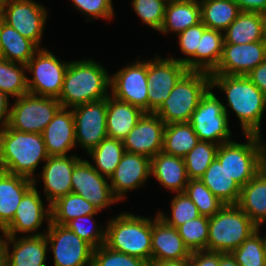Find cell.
Wrapping results in <instances>:
<instances>
[{
    "label": "cell",
    "mask_w": 266,
    "mask_h": 266,
    "mask_svg": "<svg viewBox=\"0 0 266 266\" xmlns=\"http://www.w3.org/2000/svg\"><path fill=\"white\" fill-rule=\"evenodd\" d=\"M109 88L110 76L99 63L92 59L72 61L65 72L58 100L61 107L72 108L107 98Z\"/></svg>",
    "instance_id": "obj_3"
},
{
    "label": "cell",
    "mask_w": 266,
    "mask_h": 266,
    "mask_svg": "<svg viewBox=\"0 0 266 266\" xmlns=\"http://www.w3.org/2000/svg\"><path fill=\"white\" fill-rule=\"evenodd\" d=\"M149 266H189L188 259L178 261H151Z\"/></svg>",
    "instance_id": "obj_54"
},
{
    "label": "cell",
    "mask_w": 266,
    "mask_h": 266,
    "mask_svg": "<svg viewBox=\"0 0 266 266\" xmlns=\"http://www.w3.org/2000/svg\"><path fill=\"white\" fill-rule=\"evenodd\" d=\"M210 87V73L188 71L155 112L165 123L189 122L201 97Z\"/></svg>",
    "instance_id": "obj_7"
},
{
    "label": "cell",
    "mask_w": 266,
    "mask_h": 266,
    "mask_svg": "<svg viewBox=\"0 0 266 266\" xmlns=\"http://www.w3.org/2000/svg\"><path fill=\"white\" fill-rule=\"evenodd\" d=\"M4 238L5 266H47L45 261L49 244L45 233H34L19 239L9 236ZM9 244H13L12 253Z\"/></svg>",
    "instance_id": "obj_22"
},
{
    "label": "cell",
    "mask_w": 266,
    "mask_h": 266,
    "mask_svg": "<svg viewBox=\"0 0 266 266\" xmlns=\"http://www.w3.org/2000/svg\"><path fill=\"white\" fill-rule=\"evenodd\" d=\"M3 23H4L3 15H2V12H0V33H1V27Z\"/></svg>",
    "instance_id": "obj_59"
},
{
    "label": "cell",
    "mask_w": 266,
    "mask_h": 266,
    "mask_svg": "<svg viewBox=\"0 0 266 266\" xmlns=\"http://www.w3.org/2000/svg\"><path fill=\"white\" fill-rule=\"evenodd\" d=\"M246 76L266 96V59Z\"/></svg>",
    "instance_id": "obj_50"
},
{
    "label": "cell",
    "mask_w": 266,
    "mask_h": 266,
    "mask_svg": "<svg viewBox=\"0 0 266 266\" xmlns=\"http://www.w3.org/2000/svg\"><path fill=\"white\" fill-rule=\"evenodd\" d=\"M147 61H135L110 77L112 96L148 113Z\"/></svg>",
    "instance_id": "obj_14"
},
{
    "label": "cell",
    "mask_w": 266,
    "mask_h": 266,
    "mask_svg": "<svg viewBox=\"0 0 266 266\" xmlns=\"http://www.w3.org/2000/svg\"><path fill=\"white\" fill-rule=\"evenodd\" d=\"M74 6L84 15L92 18L111 19L114 15L112 0H72Z\"/></svg>",
    "instance_id": "obj_47"
},
{
    "label": "cell",
    "mask_w": 266,
    "mask_h": 266,
    "mask_svg": "<svg viewBox=\"0 0 266 266\" xmlns=\"http://www.w3.org/2000/svg\"><path fill=\"white\" fill-rule=\"evenodd\" d=\"M124 153L123 141L110 137L103 139L97 147L88 152L96 165L92 166L101 175L106 176V179L115 172Z\"/></svg>",
    "instance_id": "obj_37"
},
{
    "label": "cell",
    "mask_w": 266,
    "mask_h": 266,
    "mask_svg": "<svg viewBox=\"0 0 266 266\" xmlns=\"http://www.w3.org/2000/svg\"><path fill=\"white\" fill-rule=\"evenodd\" d=\"M231 254L239 266H266L264 237H260L259 228Z\"/></svg>",
    "instance_id": "obj_42"
},
{
    "label": "cell",
    "mask_w": 266,
    "mask_h": 266,
    "mask_svg": "<svg viewBox=\"0 0 266 266\" xmlns=\"http://www.w3.org/2000/svg\"><path fill=\"white\" fill-rule=\"evenodd\" d=\"M10 108L8 126L22 132L42 134L61 108L57 98L25 94Z\"/></svg>",
    "instance_id": "obj_9"
},
{
    "label": "cell",
    "mask_w": 266,
    "mask_h": 266,
    "mask_svg": "<svg viewBox=\"0 0 266 266\" xmlns=\"http://www.w3.org/2000/svg\"><path fill=\"white\" fill-rule=\"evenodd\" d=\"M262 17L263 38L266 41V9L260 13Z\"/></svg>",
    "instance_id": "obj_56"
},
{
    "label": "cell",
    "mask_w": 266,
    "mask_h": 266,
    "mask_svg": "<svg viewBox=\"0 0 266 266\" xmlns=\"http://www.w3.org/2000/svg\"><path fill=\"white\" fill-rule=\"evenodd\" d=\"M201 22L209 29L225 31L241 12L234 0H198Z\"/></svg>",
    "instance_id": "obj_34"
},
{
    "label": "cell",
    "mask_w": 266,
    "mask_h": 266,
    "mask_svg": "<svg viewBox=\"0 0 266 266\" xmlns=\"http://www.w3.org/2000/svg\"><path fill=\"white\" fill-rule=\"evenodd\" d=\"M151 175V159L140 154L125 152L115 172L109 177L114 197L121 201L128 190L143 185Z\"/></svg>",
    "instance_id": "obj_20"
},
{
    "label": "cell",
    "mask_w": 266,
    "mask_h": 266,
    "mask_svg": "<svg viewBox=\"0 0 266 266\" xmlns=\"http://www.w3.org/2000/svg\"><path fill=\"white\" fill-rule=\"evenodd\" d=\"M210 90L201 97L189 123L200 141L221 145L231 141L228 109Z\"/></svg>",
    "instance_id": "obj_8"
},
{
    "label": "cell",
    "mask_w": 266,
    "mask_h": 266,
    "mask_svg": "<svg viewBox=\"0 0 266 266\" xmlns=\"http://www.w3.org/2000/svg\"><path fill=\"white\" fill-rule=\"evenodd\" d=\"M219 266H239L231 253L219 252Z\"/></svg>",
    "instance_id": "obj_53"
},
{
    "label": "cell",
    "mask_w": 266,
    "mask_h": 266,
    "mask_svg": "<svg viewBox=\"0 0 266 266\" xmlns=\"http://www.w3.org/2000/svg\"><path fill=\"white\" fill-rule=\"evenodd\" d=\"M224 32V44H247L265 41L262 17L258 12L241 11Z\"/></svg>",
    "instance_id": "obj_31"
},
{
    "label": "cell",
    "mask_w": 266,
    "mask_h": 266,
    "mask_svg": "<svg viewBox=\"0 0 266 266\" xmlns=\"http://www.w3.org/2000/svg\"><path fill=\"white\" fill-rule=\"evenodd\" d=\"M75 122V139L87 152L108 137L107 98L72 107Z\"/></svg>",
    "instance_id": "obj_13"
},
{
    "label": "cell",
    "mask_w": 266,
    "mask_h": 266,
    "mask_svg": "<svg viewBox=\"0 0 266 266\" xmlns=\"http://www.w3.org/2000/svg\"><path fill=\"white\" fill-rule=\"evenodd\" d=\"M106 226L105 245L110 249L151 263L152 219L122 213Z\"/></svg>",
    "instance_id": "obj_4"
},
{
    "label": "cell",
    "mask_w": 266,
    "mask_h": 266,
    "mask_svg": "<svg viewBox=\"0 0 266 266\" xmlns=\"http://www.w3.org/2000/svg\"><path fill=\"white\" fill-rule=\"evenodd\" d=\"M34 185L24 194L17 207L13 220L4 228L3 236L16 237L19 233H32L39 229L43 221L50 222V205L45 209L40 194Z\"/></svg>",
    "instance_id": "obj_19"
},
{
    "label": "cell",
    "mask_w": 266,
    "mask_h": 266,
    "mask_svg": "<svg viewBox=\"0 0 266 266\" xmlns=\"http://www.w3.org/2000/svg\"><path fill=\"white\" fill-rule=\"evenodd\" d=\"M199 141L189 122L167 124L164 130L162 151L183 158Z\"/></svg>",
    "instance_id": "obj_35"
},
{
    "label": "cell",
    "mask_w": 266,
    "mask_h": 266,
    "mask_svg": "<svg viewBox=\"0 0 266 266\" xmlns=\"http://www.w3.org/2000/svg\"><path fill=\"white\" fill-rule=\"evenodd\" d=\"M247 143L228 141L219 145L216 159L241 187L266 165V144L261 135L245 134ZM262 142V143H261Z\"/></svg>",
    "instance_id": "obj_5"
},
{
    "label": "cell",
    "mask_w": 266,
    "mask_h": 266,
    "mask_svg": "<svg viewBox=\"0 0 266 266\" xmlns=\"http://www.w3.org/2000/svg\"><path fill=\"white\" fill-rule=\"evenodd\" d=\"M144 113L140 108L109 95L106 118L108 137L123 141Z\"/></svg>",
    "instance_id": "obj_29"
},
{
    "label": "cell",
    "mask_w": 266,
    "mask_h": 266,
    "mask_svg": "<svg viewBox=\"0 0 266 266\" xmlns=\"http://www.w3.org/2000/svg\"><path fill=\"white\" fill-rule=\"evenodd\" d=\"M46 8L32 0H9L2 9L4 22L39 48L47 18Z\"/></svg>",
    "instance_id": "obj_15"
},
{
    "label": "cell",
    "mask_w": 266,
    "mask_h": 266,
    "mask_svg": "<svg viewBox=\"0 0 266 266\" xmlns=\"http://www.w3.org/2000/svg\"><path fill=\"white\" fill-rule=\"evenodd\" d=\"M209 217L199 216L177 228L190 252L207 250Z\"/></svg>",
    "instance_id": "obj_41"
},
{
    "label": "cell",
    "mask_w": 266,
    "mask_h": 266,
    "mask_svg": "<svg viewBox=\"0 0 266 266\" xmlns=\"http://www.w3.org/2000/svg\"><path fill=\"white\" fill-rule=\"evenodd\" d=\"M201 22V7L197 0H186L179 3L166 5L164 22L161 33H168L169 30L177 35L187 28Z\"/></svg>",
    "instance_id": "obj_32"
},
{
    "label": "cell",
    "mask_w": 266,
    "mask_h": 266,
    "mask_svg": "<svg viewBox=\"0 0 266 266\" xmlns=\"http://www.w3.org/2000/svg\"><path fill=\"white\" fill-rule=\"evenodd\" d=\"M96 214H91L87 216H79L74 220L69 221L65 226L77 234L81 239L90 244L94 249L105 244L106 240V229L103 230L99 226L95 225L86 227L85 221L93 219V216ZM88 222V223H89ZM99 227V228H98ZM96 229V230H95ZM101 229V230H100Z\"/></svg>",
    "instance_id": "obj_46"
},
{
    "label": "cell",
    "mask_w": 266,
    "mask_h": 266,
    "mask_svg": "<svg viewBox=\"0 0 266 266\" xmlns=\"http://www.w3.org/2000/svg\"><path fill=\"white\" fill-rule=\"evenodd\" d=\"M8 2L9 0H0V12H2V9Z\"/></svg>",
    "instance_id": "obj_58"
},
{
    "label": "cell",
    "mask_w": 266,
    "mask_h": 266,
    "mask_svg": "<svg viewBox=\"0 0 266 266\" xmlns=\"http://www.w3.org/2000/svg\"><path fill=\"white\" fill-rule=\"evenodd\" d=\"M50 210V222L63 226L79 216H87L99 212L94 205L73 192L52 203Z\"/></svg>",
    "instance_id": "obj_36"
},
{
    "label": "cell",
    "mask_w": 266,
    "mask_h": 266,
    "mask_svg": "<svg viewBox=\"0 0 266 266\" xmlns=\"http://www.w3.org/2000/svg\"><path fill=\"white\" fill-rule=\"evenodd\" d=\"M61 107L42 132L49 156H67L76 145L75 122L71 110Z\"/></svg>",
    "instance_id": "obj_24"
},
{
    "label": "cell",
    "mask_w": 266,
    "mask_h": 266,
    "mask_svg": "<svg viewBox=\"0 0 266 266\" xmlns=\"http://www.w3.org/2000/svg\"><path fill=\"white\" fill-rule=\"evenodd\" d=\"M224 44V34L221 31L207 28L200 39L199 49L191 58L172 59L185 64L189 71L212 73L218 66Z\"/></svg>",
    "instance_id": "obj_25"
},
{
    "label": "cell",
    "mask_w": 266,
    "mask_h": 266,
    "mask_svg": "<svg viewBox=\"0 0 266 266\" xmlns=\"http://www.w3.org/2000/svg\"><path fill=\"white\" fill-rule=\"evenodd\" d=\"M184 193L197 206L201 216L212 217L225 206L200 179L189 180Z\"/></svg>",
    "instance_id": "obj_40"
},
{
    "label": "cell",
    "mask_w": 266,
    "mask_h": 266,
    "mask_svg": "<svg viewBox=\"0 0 266 266\" xmlns=\"http://www.w3.org/2000/svg\"><path fill=\"white\" fill-rule=\"evenodd\" d=\"M80 160L76 155L48 157L43 166L42 179L49 205L72 192L71 176Z\"/></svg>",
    "instance_id": "obj_21"
},
{
    "label": "cell",
    "mask_w": 266,
    "mask_h": 266,
    "mask_svg": "<svg viewBox=\"0 0 266 266\" xmlns=\"http://www.w3.org/2000/svg\"><path fill=\"white\" fill-rule=\"evenodd\" d=\"M164 121L155 113H144L123 140L125 152L152 158L163 149Z\"/></svg>",
    "instance_id": "obj_17"
},
{
    "label": "cell",
    "mask_w": 266,
    "mask_h": 266,
    "mask_svg": "<svg viewBox=\"0 0 266 266\" xmlns=\"http://www.w3.org/2000/svg\"><path fill=\"white\" fill-rule=\"evenodd\" d=\"M48 157L42 134L18 131L8 125L0 130V170L35 180V169Z\"/></svg>",
    "instance_id": "obj_2"
},
{
    "label": "cell",
    "mask_w": 266,
    "mask_h": 266,
    "mask_svg": "<svg viewBox=\"0 0 266 266\" xmlns=\"http://www.w3.org/2000/svg\"><path fill=\"white\" fill-rule=\"evenodd\" d=\"M69 62L64 63L46 49L39 48L26 64L33 74L27 78L29 94L59 98Z\"/></svg>",
    "instance_id": "obj_10"
},
{
    "label": "cell",
    "mask_w": 266,
    "mask_h": 266,
    "mask_svg": "<svg viewBox=\"0 0 266 266\" xmlns=\"http://www.w3.org/2000/svg\"><path fill=\"white\" fill-rule=\"evenodd\" d=\"M237 206L260 227L266 222V165L243 187Z\"/></svg>",
    "instance_id": "obj_28"
},
{
    "label": "cell",
    "mask_w": 266,
    "mask_h": 266,
    "mask_svg": "<svg viewBox=\"0 0 266 266\" xmlns=\"http://www.w3.org/2000/svg\"><path fill=\"white\" fill-rule=\"evenodd\" d=\"M45 237L53 252L54 266H92L94 248L66 226L48 223Z\"/></svg>",
    "instance_id": "obj_11"
},
{
    "label": "cell",
    "mask_w": 266,
    "mask_h": 266,
    "mask_svg": "<svg viewBox=\"0 0 266 266\" xmlns=\"http://www.w3.org/2000/svg\"><path fill=\"white\" fill-rule=\"evenodd\" d=\"M151 175L161 185L176 193H184L189 182L184 159L163 151L151 158Z\"/></svg>",
    "instance_id": "obj_27"
},
{
    "label": "cell",
    "mask_w": 266,
    "mask_h": 266,
    "mask_svg": "<svg viewBox=\"0 0 266 266\" xmlns=\"http://www.w3.org/2000/svg\"><path fill=\"white\" fill-rule=\"evenodd\" d=\"M172 217H168L163 212L157 215L167 225L175 227L176 229L192 219L200 216L197 206L185 193H176L171 201Z\"/></svg>",
    "instance_id": "obj_43"
},
{
    "label": "cell",
    "mask_w": 266,
    "mask_h": 266,
    "mask_svg": "<svg viewBox=\"0 0 266 266\" xmlns=\"http://www.w3.org/2000/svg\"><path fill=\"white\" fill-rule=\"evenodd\" d=\"M219 145L211 142L199 141L183 159L189 180L202 177L210 164L215 160Z\"/></svg>",
    "instance_id": "obj_39"
},
{
    "label": "cell",
    "mask_w": 266,
    "mask_h": 266,
    "mask_svg": "<svg viewBox=\"0 0 266 266\" xmlns=\"http://www.w3.org/2000/svg\"><path fill=\"white\" fill-rule=\"evenodd\" d=\"M210 87L220 88L227 105L241 122L244 134H260V123L266 108V96L246 75L210 74Z\"/></svg>",
    "instance_id": "obj_1"
},
{
    "label": "cell",
    "mask_w": 266,
    "mask_h": 266,
    "mask_svg": "<svg viewBox=\"0 0 266 266\" xmlns=\"http://www.w3.org/2000/svg\"><path fill=\"white\" fill-rule=\"evenodd\" d=\"M134 11L152 29L162 28L166 4L160 0H133Z\"/></svg>",
    "instance_id": "obj_45"
},
{
    "label": "cell",
    "mask_w": 266,
    "mask_h": 266,
    "mask_svg": "<svg viewBox=\"0 0 266 266\" xmlns=\"http://www.w3.org/2000/svg\"><path fill=\"white\" fill-rule=\"evenodd\" d=\"M200 180L225 205H237L241 186L228 175L216 158Z\"/></svg>",
    "instance_id": "obj_30"
},
{
    "label": "cell",
    "mask_w": 266,
    "mask_h": 266,
    "mask_svg": "<svg viewBox=\"0 0 266 266\" xmlns=\"http://www.w3.org/2000/svg\"><path fill=\"white\" fill-rule=\"evenodd\" d=\"M34 185V181L0 170V230L13 220L24 194Z\"/></svg>",
    "instance_id": "obj_26"
},
{
    "label": "cell",
    "mask_w": 266,
    "mask_h": 266,
    "mask_svg": "<svg viewBox=\"0 0 266 266\" xmlns=\"http://www.w3.org/2000/svg\"><path fill=\"white\" fill-rule=\"evenodd\" d=\"M160 1H162L163 3H165L167 5V4H171V3L184 2L186 0H160Z\"/></svg>",
    "instance_id": "obj_57"
},
{
    "label": "cell",
    "mask_w": 266,
    "mask_h": 266,
    "mask_svg": "<svg viewBox=\"0 0 266 266\" xmlns=\"http://www.w3.org/2000/svg\"><path fill=\"white\" fill-rule=\"evenodd\" d=\"M151 261H178L190 258L191 252L175 227L157 215L152 221Z\"/></svg>",
    "instance_id": "obj_23"
},
{
    "label": "cell",
    "mask_w": 266,
    "mask_h": 266,
    "mask_svg": "<svg viewBox=\"0 0 266 266\" xmlns=\"http://www.w3.org/2000/svg\"><path fill=\"white\" fill-rule=\"evenodd\" d=\"M94 169L88 160H80L71 176L72 192L80 195L98 211L118 201L111 190L110 183Z\"/></svg>",
    "instance_id": "obj_16"
},
{
    "label": "cell",
    "mask_w": 266,
    "mask_h": 266,
    "mask_svg": "<svg viewBox=\"0 0 266 266\" xmlns=\"http://www.w3.org/2000/svg\"><path fill=\"white\" fill-rule=\"evenodd\" d=\"M9 96L0 90V130L8 124L10 109ZM4 117V118H3ZM3 120V121H2Z\"/></svg>",
    "instance_id": "obj_52"
},
{
    "label": "cell",
    "mask_w": 266,
    "mask_h": 266,
    "mask_svg": "<svg viewBox=\"0 0 266 266\" xmlns=\"http://www.w3.org/2000/svg\"><path fill=\"white\" fill-rule=\"evenodd\" d=\"M243 12L261 13L266 9V0H234Z\"/></svg>",
    "instance_id": "obj_51"
},
{
    "label": "cell",
    "mask_w": 266,
    "mask_h": 266,
    "mask_svg": "<svg viewBox=\"0 0 266 266\" xmlns=\"http://www.w3.org/2000/svg\"><path fill=\"white\" fill-rule=\"evenodd\" d=\"M264 247H265V254H266V236L264 237Z\"/></svg>",
    "instance_id": "obj_60"
},
{
    "label": "cell",
    "mask_w": 266,
    "mask_h": 266,
    "mask_svg": "<svg viewBox=\"0 0 266 266\" xmlns=\"http://www.w3.org/2000/svg\"><path fill=\"white\" fill-rule=\"evenodd\" d=\"M189 70L172 58L155 57L147 61L148 113H155L169 97L178 81Z\"/></svg>",
    "instance_id": "obj_12"
},
{
    "label": "cell",
    "mask_w": 266,
    "mask_h": 266,
    "mask_svg": "<svg viewBox=\"0 0 266 266\" xmlns=\"http://www.w3.org/2000/svg\"><path fill=\"white\" fill-rule=\"evenodd\" d=\"M258 228L237 205H225L209 217L207 251L231 253Z\"/></svg>",
    "instance_id": "obj_6"
},
{
    "label": "cell",
    "mask_w": 266,
    "mask_h": 266,
    "mask_svg": "<svg viewBox=\"0 0 266 266\" xmlns=\"http://www.w3.org/2000/svg\"><path fill=\"white\" fill-rule=\"evenodd\" d=\"M207 27L202 23L191 26L178 34L180 50L188 57H192L199 49L200 39Z\"/></svg>",
    "instance_id": "obj_48"
},
{
    "label": "cell",
    "mask_w": 266,
    "mask_h": 266,
    "mask_svg": "<svg viewBox=\"0 0 266 266\" xmlns=\"http://www.w3.org/2000/svg\"><path fill=\"white\" fill-rule=\"evenodd\" d=\"M188 264L189 266H219V252L207 250L191 252Z\"/></svg>",
    "instance_id": "obj_49"
},
{
    "label": "cell",
    "mask_w": 266,
    "mask_h": 266,
    "mask_svg": "<svg viewBox=\"0 0 266 266\" xmlns=\"http://www.w3.org/2000/svg\"><path fill=\"white\" fill-rule=\"evenodd\" d=\"M39 47L5 22L0 33V57L26 65Z\"/></svg>",
    "instance_id": "obj_33"
},
{
    "label": "cell",
    "mask_w": 266,
    "mask_h": 266,
    "mask_svg": "<svg viewBox=\"0 0 266 266\" xmlns=\"http://www.w3.org/2000/svg\"><path fill=\"white\" fill-rule=\"evenodd\" d=\"M92 266H149L143 259L114 251L105 244L93 250Z\"/></svg>",
    "instance_id": "obj_44"
},
{
    "label": "cell",
    "mask_w": 266,
    "mask_h": 266,
    "mask_svg": "<svg viewBox=\"0 0 266 266\" xmlns=\"http://www.w3.org/2000/svg\"><path fill=\"white\" fill-rule=\"evenodd\" d=\"M20 65L19 67L17 65ZM26 65L0 57V90L16 98L28 94Z\"/></svg>",
    "instance_id": "obj_38"
},
{
    "label": "cell",
    "mask_w": 266,
    "mask_h": 266,
    "mask_svg": "<svg viewBox=\"0 0 266 266\" xmlns=\"http://www.w3.org/2000/svg\"><path fill=\"white\" fill-rule=\"evenodd\" d=\"M266 59V41L223 44L217 68L211 74L247 75Z\"/></svg>",
    "instance_id": "obj_18"
},
{
    "label": "cell",
    "mask_w": 266,
    "mask_h": 266,
    "mask_svg": "<svg viewBox=\"0 0 266 266\" xmlns=\"http://www.w3.org/2000/svg\"><path fill=\"white\" fill-rule=\"evenodd\" d=\"M0 266H5V244L4 239L0 237Z\"/></svg>",
    "instance_id": "obj_55"
}]
</instances>
